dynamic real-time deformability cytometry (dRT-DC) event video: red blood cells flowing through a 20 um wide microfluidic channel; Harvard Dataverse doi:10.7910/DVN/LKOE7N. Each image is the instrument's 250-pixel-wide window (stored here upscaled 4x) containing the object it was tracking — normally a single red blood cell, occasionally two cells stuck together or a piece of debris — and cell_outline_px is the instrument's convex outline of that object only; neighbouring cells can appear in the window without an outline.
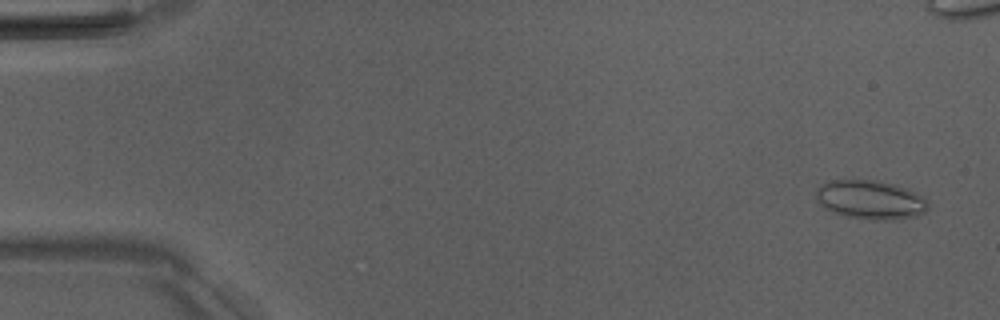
{"species": "Egyptian fruit bat (a non-hibernating species)", "species_latin": "Rousettus aegyptiacus", "temperature_condition": "room temperature", "stored_images_in_passage": 53, "camera_frame_rate_fps": 3000, "um_per_image_px": 0.085, "animal": {"sex": "male"}, "frame": {"image": 1, "passage_image": 3, "time_ms": 0.667, "image_size_px": [1000, 320], "cell_outline_px": [[928, 208], [924, 212], [916, 216], [892, 220], [872, 220], [844, 216], [824, 208], [816, 200], [816, 192], [820, 184], [828, 180], [876, 180], [908, 188], [924, 196], [928, 204]], "centroid_in_image_um": [73.98, 16.98], "position_along_channel_um": 11.0, "area_um2": 25.66}}
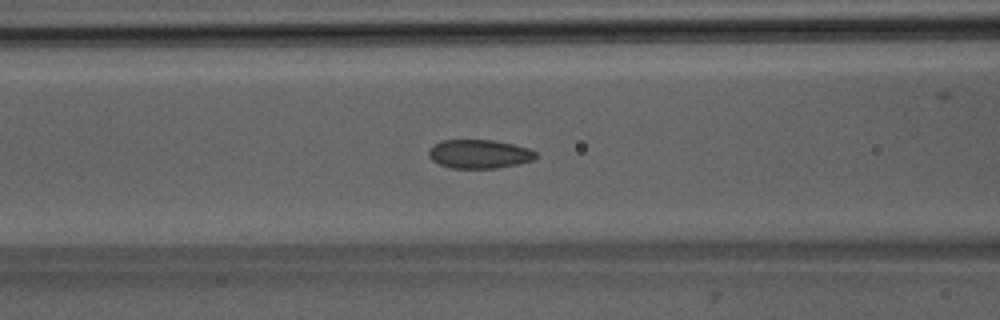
{"frame": {"image": 2, "passage_image": 22, "time_ms": 7.0, "image_size_px": [1000, 320], "cell_outline_px": [[536, 156], [532, 160], [520, 164], [496, 168], [448, 168], [432, 160], [428, 156], [428, 148], [440, 140], [492, 140], [512, 144], [528, 148], [536, 152]], "centroid_in_image_um": [40.69, 13.09], "position_along_channel_um": 125.9, "area_um2": 18.03}}
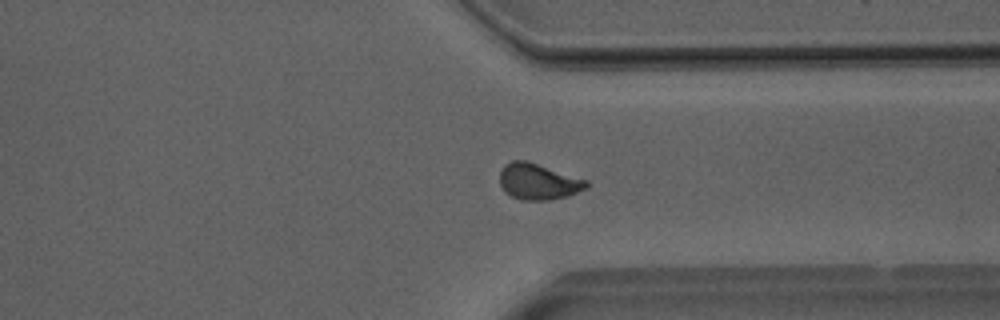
{"frame": {"image": 3, "passage_image": 40, "time_ms": 13.0, "image_size_px": [1000, 320], "cell_outline_px": [[588, 188], [568, 196], [548, 200], [520, 200], [504, 192], [500, 184], [500, 168], [504, 164], [512, 160], [528, 160], [588, 180]], "centroid_in_image_um": [45.75, 15.42], "position_along_channel_um": 365.7, "area_um2": 18.55}, "authors_computed_cell_mechanics": {"area_um2": 18.207, "velocity_mm_per_s": 4.0021, "shape_relaxation_time_tau1_ms": 5.4088, "shape_relaxation_time_tau2_ms": 1.3502, "deformation_change_tau1": 0.1076, "deformation_change_tau2": 0.0586}}